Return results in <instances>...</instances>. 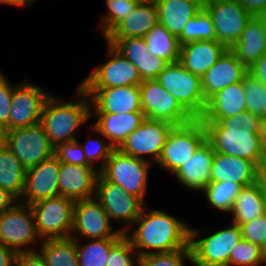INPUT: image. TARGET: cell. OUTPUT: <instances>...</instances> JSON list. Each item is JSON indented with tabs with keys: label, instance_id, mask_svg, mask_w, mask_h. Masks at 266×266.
Masks as SVG:
<instances>
[{
	"label": "cell",
	"instance_id": "6da1fadb",
	"mask_svg": "<svg viewBox=\"0 0 266 266\" xmlns=\"http://www.w3.org/2000/svg\"><path fill=\"white\" fill-rule=\"evenodd\" d=\"M260 117L245 111L218 121H203L207 140L215 152L266 163V150L259 136Z\"/></svg>",
	"mask_w": 266,
	"mask_h": 266
},
{
	"label": "cell",
	"instance_id": "7a4b0ae2",
	"mask_svg": "<svg viewBox=\"0 0 266 266\" xmlns=\"http://www.w3.org/2000/svg\"><path fill=\"white\" fill-rule=\"evenodd\" d=\"M146 206L132 225L137 228L131 227L124 233L140 257L189 246L190 226L164 210Z\"/></svg>",
	"mask_w": 266,
	"mask_h": 266
},
{
	"label": "cell",
	"instance_id": "3957f363",
	"mask_svg": "<svg viewBox=\"0 0 266 266\" xmlns=\"http://www.w3.org/2000/svg\"><path fill=\"white\" fill-rule=\"evenodd\" d=\"M75 92L76 101L51 94L44 104L40 124L55 148L77 140L76 131L92 118L90 97L79 86Z\"/></svg>",
	"mask_w": 266,
	"mask_h": 266
},
{
	"label": "cell",
	"instance_id": "277c9868",
	"mask_svg": "<svg viewBox=\"0 0 266 266\" xmlns=\"http://www.w3.org/2000/svg\"><path fill=\"white\" fill-rule=\"evenodd\" d=\"M230 224L208 236H201L205 230L190 226L189 245L194 266H229L232 249L242 239L240 226Z\"/></svg>",
	"mask_w": 266,
	"mask_h": 266
},
{
	"label": "cell",
	"instance_id": "5b68a950",
	"mask_svg": "<svg viewBox=\"0 0 266 266\" xmlns=\"http://www.w3.org/2000/svg\"><path fill=\"white\" fill-rule=\"evenodd\" d=\"M194 118L204 113L205 101L201 78L185 69L179 62L169 63L155 79Z\"/></svg>",
	"mask_w": 266,
	"mask_h": 266
},
{
	"label": "cell",
	"instance_id": "8992f818",
	"mask_svg": "<svg viewBox=\"0 0 266 266\" xmlns=\"http://www.w3.org/2000/svg\"><path fill=\"white\" fill-rule=\"evenodd\" d=\"M150 162L121 153L111 152L99 174L107 181L119 185L128 194L139 198L146 205Z\"/></svg>",
	"mask_w": 266,
	"mask_h": 266
},
{
	"label": "cell",
	"instance_id": "52a82bcc",
	"mask_svg": "<svg viewBox=\"0 0 266 266\" xmlns=\"http://www.w3.org/2000/svg\"><path fill=\"white\" fill-rule=\"evenodd\" d=\"M207 139L205 125L201 119L174 126L167 136L157 165L174 174L194 155L199 146Z\"/></svg>",
	"mask_w": 266,
	"mask_h": 266
},
{
	"label": "cell",
	"instance_id": "ba28073f",
	"mask_svg": "<svg viewBox=\"0 0 266 266\" xmlns=\"http://www.w3.org/2000/svg\"><path fill=\"white\" fill-rule=\"evenodd\" d=\"M37 242L41 243L42 240L37 234L35 217L30 205L18 201L12 208L0 215V243L2 245L19 253L36 251L33 246Z\"/></svg>",
	"mask_w": 266,
	"mask_h": 266
},
{
	"label": "cell",
	"instance_id": "9c48e42d",
	"mask_svg": "<svg viewBox=\"0 0 266 266\" xmlns=\"http://www.w3.org/2000/svg\"><path fill=\"white\" fill-rule=\"evenodd\" d=\"M74 204V200L64 196L46 198L30 204L36 231L41 240L71 236Z\"/></svg>",
	"mask_w": 266,
	"mask_h": 266
},
{
	"label": "cell",
	"instance_id": "30bf717a",
	"mask_svg": "<svg viewBox=\"0 0 266 266\" xmlns=\"http://www.w3.org/2000/svg\"><path fill=\"white\" fill-rule=\"evenodd\" d=\"M107 44L108 60L79 83L81 89H105L121 86H139L143 81L138 69L111 44Z\"/></svg>",
	"mask_w": 266,
	"mask_h": 266
},
{
	"label": "cell",
	"instance_id": "8fae6325",
	"mask_svg": "<svg viewBox=\"0 0 266 266\" xmlns=\"http://www.w3.org/2000/svg\"><path fill=\"white\" fill-rule=\"evenodd\" d=\"M101 203L95 198L75 201L71 238L75 240L121 238Z\"/></svg>",
	"mask_w": 266,
	"mask_h": 266
},
{
	"label": "cell",
	"instance_id": "7c38bea8",
	"mask_svg": "<svg viewBox=\"0 0 266 266\" xmlns=\"http://www.w3.org/2000/svg\"><path fill=\"white\" fill-rule=\"evenodd\" d=\"M4 144L21 162L25 170L37 166L55 154V147L40 123L6 131Z\"/></svg>",
	"mask_w": 266,
	"mask_h": 266
},
{
	"label": "cell",
	"instance_id": "4fadbf2b",
	"mask_svg": "<svg viewBox=\"0 0 266 266\" xmlns=\"http://www.w3.org/2000/svg\"><path fill=\"white\" fill-rule=\"evenodd\" d=\"M175 125L146 118L117 148L121 153L156 164Z\"/></svg>",
	"mask_w": 266,
	"mask_h": 266
},
{
	"label": "cell",
	"instance_id": "5bb4252c",
	"mask_svg": "<svg viewBox=\"0 0 266 266\" xmlns=\"http://www.w3.org/2000/svg\"><path fill=\"white\" fill-rule=\"evenodd\" d=\"M95 198L101 203L111 221L122 223L119 230L125 233L140 216L145 204L137 197L128 194L119 185L105 180L98 174Z\"/></svg>",
	"mask_w": 266,
	"mask_h": 266
},
{
	"label": "cell",
	"instance_id": "9a60e30c",
	"mask_svg": "<svg viewBox=\"0 0 266 266\" xmlns=\"http://www.w3.org/2000/svg\"><path fill=\"white\" fill-rule=\"evenodd\" d=\"M141 107L148 119L184 125L194 118L156 80H145L139 85Z\"/></svg>",
	"mask_w": 266,
	"mask_h": 266
},
{
	"label": "cell",
	"instance_id": "2e32d148",
	"mask_svg": "<svg viewBox=\"0 0 266 266\" xmlns=\"http://www.w3.org/2000/svg\"><path fill=\"white\" fill-rule=\"evenodd\" d=\"M204 9L215 28L216 40L230 49L253 17L237 0H213Z\"/></svg>",
	"mask_w": 266,
	"mask_h": 266
},
{
	"label": "cell",
	"instance_id": "e0dca14e",
	"mask_svg": "<svg viewBox=\"0 0 266 266\" xmlns=\"http://www.w3.org/2000/svg\"><path fill=\"white\" fill-rule=\"evenodd\" d=\"M50 96L38 84L28 80L18 82L11 101L10 130L39 124L44 104Z\"/></svg>",
	"mask_w": 266,
	"mask_h": 266
},
{
	"label": "cell",
	"instance_id": "ac0fdd59",
	"mask_svg": "<svg viewBox=\"0 0 266 266\" xmlns=\"http://www.w3.org/2000/svg\"><path fill=\"white\" fill-rule=\"evenodd\" d=\"M61 162L54 154L37 166L26 170L25 185L19 200L23 204L59 196V171Z\"/></svg>",
	"mask_w": 266,
	"mask_h": 266
},
{
	"label": "cell",
	"instance_id": "d6986e66",
	"mask_svg": "<svg viewBox=\"0 0 266 266\" xmlns=\"http://www.w3.org/2000/svg\"><path fill=\"white\" fill-rule=\"evenodd\" d=\"M91 101V113L143 112L139 86L82 89Z\"/></svg>",
	"mask_w": 266,
	"mask_h": 266
},
{
	"label": "cell",
	"instance_id": "ffe728a7",
	"mask_svg": "<svg viewBox=\"0 0 266 266\" xmlns=\"http://www.w3.org/2000/svg\"><path fill=\"white\" fill-rule=\"evenodd\" d=\"M104 39L138 69L142 81L155 80L169 64L163 58L153 56L142 37Z\"/></svg>",
	"mask_w": 266,
	"mask_h": 266
},
{
	"label": "cell",
	"instance_id": "44dd1931",
	"mask_svg": "<svg viewBox=\"0 0 266 266\" xmlns=\"http://www.w3.org/2000/svg\"><path fill=\"white\" fill-rule=\"evenodd\" d=\"M247 68L236 58L230 49H226L218 61L201 77L202 91L207 102L212 96L236 82L243 80Z\"/></svg>",
	"mask_w": 266,
	"mask_h": 266
},
{
	"label": "cell",
	"instance_id": "7402d4cb",
	"mask_svg": "<svg viewBox=\"0 0 266 266\" xmlns=\"http://www.w3.org/2000/svg\"><path fill=\"white\" fill-rule=\"evenodd\" d=\"M261 180V168L245 158L214 153L211 181H229L247 187Z\"/></svg>",
	"mask_w": 266,
	"mask_h": 266
},
{
	"label": "cell",
	"instance_id": "603a6c76",
	"mask_svg": "<svg viewBox=\"0 0 266 266\" xmlns=\"http://www.w3.org/2000/svg\"><path fill=\"white\" fill-rule=\"evenodd\" d=\"M214 153L212 144L206 139L189 161H186L172 176L181 186L191 191L202 192L211 181Z\"/></svg>",
	"mask_w": 266,
	"mask_h": 266
},
{
	"label": "cell",
	"instance_id": "cb8c5ba5",
	"mask_svg": "<svg viewBox=\"0 0 266 266\" xmlns=\"http://www.w3.org/2000/svg\"><path fill=\"white\" fill-rule=\"evenodd\" d=\"M99 172L91 166L61 163L59 171V196L74 201L95 197Z\"/></svg>",
	"mask_w": 266,
	"mask_h": 266
},
{
	"label": "cell",
	"instance_id": "d4e9b609",
	"mask_svg": "<svg viewBox=\"0 0 266 266\" xmlns=\"http://www.w3.org/2000/svg\"><path fill=\"white\" fill-rule=\"evenodd\" d=\"M97 120L92 125L117 149L146 119L144 112L91 113Z\"/></svg>",
	"mask_w": 266,
	"mask_h": 266
},
{
	"label": "cell",
	"instance_id": "484cf974",
	"mask_svg": "<svg viewBox=\"0 0 266 266\" xmlns=\"http://www.w3.org/2000/svg\"><path fill=\"white\" fill-rule=\"evenodd\" d=\"M227 48L217 40L195 41L180 46L179 63L200 78Z\"/></svg>",
	"mask_w": 266,
	"mask_h": 266
},
{
	"label": "cell",
	"instance_id": "4316f807",
	"mask_svg": "<svg viewBox=\"0 0 266 266\" xmlns=\"http://www.w3.org/2000/svg\"><path fill=\"white\" fill-rule=\"evenodd\" d=\"M243 81L233 83L212 96L206 104L202 121H218L247 111Z\"/></svg>",
	"mask_w": 266,
	"mask_h": 266
},
{
	"label": "cell",
	"instance_id": "83f0119b",
	"mask_svg": "<svg viewBox=\"0 0 266 266\" xmlns=\"http://www.w3.org/2000/svg\"><path fill=\"white\" fill-rule=\"evenodd\" d=\"M158 22L154 0H142L105 38H144Z\"/></svg>",
	"mask_w": 266,
	"mask_h": 266
},
{
	"label": "cell",
	"instance_id": "f1b7e54d",
	"mask_svg": "<svg viewBox=\"0 0 266 266\" xmlns=\"http://www.w3.org/2000/svg\"><path fill=\"white\" fill-rule=\"evenodd\" d=\"M154 2L159 23L177 38L187 22L203 8L194 0H154Z\"/></svg>",
	"mask_w": 266,
	"mask_h": 266
},
{
	"label": "cell",
	"instance_id": "f546056e",
	"mask_svg": "<svg viewBox=\"0 0 266 266\" xmlns=\"http://www.w3.org/2000/svg\"><path fill=\"white\" fill-rule=\"evenodd\" d=\"M231 214L232 223L239 226L266 214V189L262 180L240 190Z\"/></svg>",
	"mask_w": 266,
	"mask_h": 266
},
{
	"label": "cell",
	"instance_id": "4dcf8cb0",
	"mask_svg": "<svg viewBox=\"0 0 266 266\" xmlns=\"http://www.w3.org/2000/svg\"><path fill=\"white\" fill-rule=\"evenodd\" d=\"M230 50L246 68H249L266 53V35L257 17L250 19L242 31L240 39Z\"/></svg>",
	"mask_w": 266,
	"mask_h": 266
},
{
	"label": "cell",
	"instance_id": "1f68e13d",
	"mask_svg": "<svg viewBox=\"0 0 266 266\" xmlns=\"http://www.w3.org/2000/svg\"><path fill=\"white\" fill-rule=\"evenodd\" d=\"M26 170L5 145H0V187L20 200L25 185Z\"/></svg>",
	"mask_w": 266,
	"mask_h": 266
},
{
	"label": "cell",
	"instance_id": "d6a6232c",
	"mask_svg": "<svg viewBox=\"0 0 266 266\" xmlns=\"http://www.w3.org/2000/svg\"><path fill=\"white\" fill-rule=\"evenodd\" d=\"M38 247L47 266H79L76 240L71 237L44 239Z\"/></svg>",
	"mask_w": 266,
	"mask_h": 266
},
{
	"label": "cell",
	"instance_id": "836d02e7",
	"mask_svg": "<svg viewBox=\"0 0 266 266\" xmlns=\"http://www.w3.org/2000/svg\"><path fill=\"white\" fill-rule=\"evenodd\" d=\"M148 51L168 63L179 61L180 44L178 38L170 33L163 24L157 23L144 37Z\"/></svg>",
	"mask_w": 266,
	"mask_h": 266
},
{
	"label": "cell",
	"instance_id": "e575fe53",
	"mask_svg": "<svg viewBox=\"0 0 266 266\" xmlns=\"http://www.w3.org/2000/svg\"><path fill=\"white\" fill-rule=\"evenodd\" d=\"M120 238L76 240L79 266H106L111 247Z\"/></svg>",
	"mask_w": 266,
	"mask_h": 266
},
{
	"label": "cell",
	"instance_id": "d590c367",
	"mask_svg": "<svg viewBox=\"0 0 266 266\" xmlns=\"http://www.w3.org/2000/svg\"><path fill=\"white\" fill-rule=\"evenodd\" d=\"M243 187L235 182L210 181L209 185L202 191L206 195L208 204L223 213L231 212L235 199Z\"/></svg>",
	"mask_w": 266,
	"mask_h": 266
},
{
	"label": "cell",
	"instance_id": "8d00e7d4",
	"mask_svg": "<svg viewBox=\"0 0 266 266\" xmlns=\"http://www.w3.org/2000/svg\"><path fill=\"white\" fill-rule=\"evenodd\" d=\"M216 40L215 28L209 13L202 8L200 12L190 19L178 37L180 46L195 41Z\"/></svg>",
	"mask_w": 266,
	"mask_h": 266
},
{
	"label": "cell",
	"instance_id": "74e56055",
	"mask_svg": "<svg viewBox=\"0 0 266 266\" xmlns=\"http://www.w3.org/2000/svg\"><path fill=\"white\" fill-rule=\"evenodd\" d=\"M142 0H105L106 13L101 16L100 32L105 38Z\"/></svg>",
	"mask_w": 266,
	"mask_h": 266
},
{
	"label": "cell",
	"instance_id": "f35d334b",
	"mask_svg": "<svg viewBox=\"0 0 266 266\" xmlns=\"http://www.w3.org/2000/svg\"><path fill=\"white\" fill-rule=\"evenodd\" d=\"M246 109L258 117L266 116V86L250 73L243 77Z\"/></svg>",
	"mask_w": 266,
	"mask_h": 266
},
{
	"label": "cell",
	"instance_id": "ab89813d",
	"mask_svg": "<svg viewBox=\"0 0 266 266\" xmlns=\"http://www.w3.org/2000/svg\"><path fill=\"white\" fill-rule=\"evenodd\" d=\"M90 129L92 132L98 133V135H100L101 138L91 137L89 140H86L83 144L80 145L82 147V150L85 152L87 163L92 168L100 172L103 169V166L106 163V161L110 158L111 152L115 148L92 125ZM99 161L101 165L97 167L96 164L98 165Z\"/></svg>",
	"mask_w": 266,
	"mask_h": 266
},
{
	"label": "cell",
	"instance_id": "60d3db41",
	"mask_svg": "<svg viewBox=\"0 0 266 266\" xmlns=\"http://www.w3.org/2000/svg\"><path fill=\"white\" fill-rule=\"evenodd\" d=\"M106 266H140V256L125 235L111 247Z\"/></svg>",
	"mask_w": 266,
	"mask_h": 266
},
{
	"label": "cell",
	"instance_id": "b9f144b4",
	"mask_svg": "<svg viewBox=\"0 0 266 266\" xmlns=\"http://www.w3.org/2000/svg\"><path fill=\"white\" fill-rule=\"evenodd\" d=\"M185 261L193 264L190 245L184 249L140 257V266H185Z\"/></svg>",
	"mask_w": 266,
	"mask_h": 266
},
{
	"label": "cell",
	"instance_id": "7bdbcfd3",
	"mask_svg": "<svg viewBox=\"0 0 266 266\" xmlns=\"http://www.w3.org/2000/svg\"><path fill=\"white\" fill-rule=\"evenodd\" d=\"M229 266H261V247L242 238L232 249Z\"/></svg>",
	"mask_w": 266,
	"mask_h": 266
},
{
	"label": "cell",
	"instance_id": "ee69618b",
	"mask_svg": "<svg viewBox=\"0 0 266 266\" xmlns=\"http://www.w3.org/2000/svg\"><path fill=\"white\" fill-rule=\"evenodd\" d=\"M3 72L0 73V127L6 132L10 130V108L14 88Z\"/></svg>",
	"mask_w": 266,
	"mask_h": 266
},
{
	"label": "cell",
	"instance_id": "f6af8a7d",
	"mask_svg": "<svg viewBox=\"0 0 266 266\" xmlns=\"http://www.w3.org/2000/svg\"><path fill=\"white\" fill-rule=\"evenodd\" d=\"M55 155L61 163L90 166L78 140L59 144L55 148Z\"/></svg>",
	"mask_w": 266,
	"mask_h": 266
},
{
	"label": "cell",
	"instance_id": "bcb514c9",
	"mask_svg": "<svg viewBox=\"0 0 266 266\" xmlns=\"http://www.w3.org/2000/svg\"><path fill=\"white\" fill-rule=\"evenodd\" d=\"M242 238L263 247L266 244V214L240 225Z\"/></svg>",
	"mask_w": 266,
	"mask_h": 266
},
{
	"label": "cell",
	"instance_id": "7dc6e473",
	"mask_svg": "<svg viewBox=\"0 0 266 266\" xmlns=\"http://www.w3.org/2000/svg\"><path fill=\"white\" fill-rule=\"evenodd\" d=\"M15 266H47L46 261L39 250L19 252Z\"/></svg>",
	"mask_w": 266,
	"mask_h": 266
},
{
	"label": "cell",
	"instance_id": "c3c4849f",
	"mask_svg": "<svg viewBox=\"0 0 266 266\" xmlns=\"http://www.w3.org/2000/svg\"><path fill=\"white\" fill-rule=\"evenodd\" d=\"M247 70L248 73L266 86V53L257 59Z\"/></svg>",
	"mask_w": 266,
	"mask_h": 266
},
{
	"label": "cell",
	"instance_id": "681fc988",
	"mask_svg": "<svg viewBox=\"0 0 266 266\" xmlns=\"http://www.w3.org/2000/svg\"><path fill=\"white\" fill-rule=\"evenodd\" d=\"M253 17L266 11V0H237Z\"/></svg>",
	"mask_w": 266,
	"mask_h": 266
},
{
	"label": "cell",
	"instance_id": "f907efd6",
	"mask_svg": "<svg viewBox=\"0 0 266 266\" xmlns=\"http://www.w3.org/2000/svg\"><path fill=\"white\" fill-rule=\"evenodd\" d=\"M17 252L0 243V266H15Z\"/></svg>",
	"mask_w": 266,
	"mask_h": 266
},
{
	"label": "cell",
	"instance_id": "816d5d0a",
	"mask_svg": "<svg viewBox=\"0 0 266 266\" xmlns=\"http://www.w3.org/2000/svg\"><path fill=\"white\" fill-rule=\"evenodd\" d=\"M18 201L14 195L0 187V215L12 208Z\"/></svg>",
	"mask_w": 266,
	"mask_h": 266
},
{
	"label": "cell",
	"instance_id": "f5cc1de1",
	"mask_svg": "<svg viewBox=\"0 0 266 266\" xmlns=\"http://www.w3.org/2000/svg\"><path fill=\"white\" fill-rule=\"evenodd\" d=\"M0 4H8L9 6H15V8H21L23 6L27 8L31 6V3L28 0H0Z\"/></svg>",
	"mask_w": 266,
	"mask_h": 266
},
{
	"label": "cell",
	"instance_id": "db71d44e",
	"mask_svg": "<svg viewBox=\"0 0 266 266\" xmlns=\"http://www.w3.org/2000/svg\"><path fill=\"white\" fill-rule=\"evenodd\" d=\"M259 136L261 138L262 145L264 149L266 150V116L261 117L260 119Z\"/></svg>",
	"mask_w": 266,
	"mask_h": 266
},
{
	"label": "cell",
	"instance_id": "11a10c76",
	"mask_svg": "<svg viewBox=\"0 0 266 266\" xmlns=\"http://www.w3.org/2000/svg\"><path fill=\"white\" fill-rule=\"evenodd\" d=\"M257 18L261 22L262 27H263V29L265 31V35H266V11L261 13L260 15H258Z\"/></svg>",
	"mask_w": 266,
	"mask_h": 266
},
{
	"label": "cell",
	"instance_id": "9f6ffc18",
	"mask_svg": "<svg viewBox=\"0 0 266 266\" xmlns=\"http://www.w3.org/2000/svg\"><path fill=\"white\" fill-rule=\"evenodd\" d=\"M266 266V244L261 248V266Z\"/></svg>",
	"mask_w": 266,
	"mask_h": 266
},
{
	"label": "cell",
	"instance_id": "6f0895ef",
	"mask_svg": "<svg viewBox=\"0 0 266 266\" xmlns=\"http://www.w3.org/2000/svg\"><path fill=\"white\" fill-rule=\"evenodd\" d=\"M261 180L263 181L266 189V163L261 168Z\"/></svg>",
	"mask_w": 266,
	"mask_h": 266
},
{
	"label": "cell",
	"instance_id": "680465c9",
	"mask_svg": "<svg viewBox=\"0 0 266 266\" xmlns=\"http://www.w3.org/2000/svg\"><path fill=\"white\" fill-rule=\"evenodd\" d=\"M196 1L201 7H205L206 5H209L213 0H194Z\"/></svg>",
	"mask_w": 266,
	"mask_h": 266
},
{
	"label": "cell",
	"instance_id": "91938a15",
	"mask_svg": "<svg viewBox=\"0 0 266 266\" xmlns=\"http://www.w3.org/2000/svg\"><path fill=\"white\" fill-rule=\"evenodd\" d=\"M5 131L0 127V145L4 144Z\"/></svg>",
	"mask_w": 266,
	"mask_h": 266
}]
</instances>
